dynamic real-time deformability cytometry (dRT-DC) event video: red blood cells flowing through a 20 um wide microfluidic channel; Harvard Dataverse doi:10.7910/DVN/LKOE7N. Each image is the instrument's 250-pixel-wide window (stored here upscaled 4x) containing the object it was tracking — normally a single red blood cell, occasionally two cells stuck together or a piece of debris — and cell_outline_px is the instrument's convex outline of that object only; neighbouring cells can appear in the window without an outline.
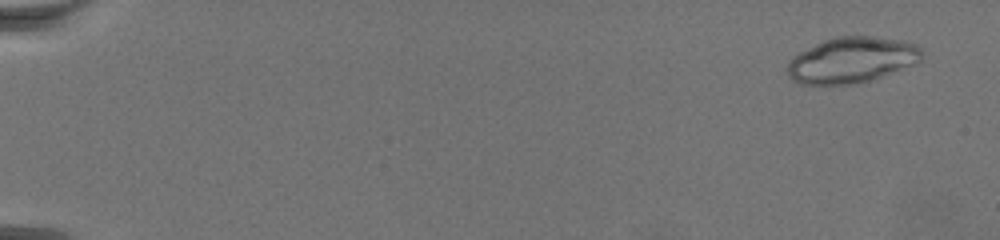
{"species": "common noctule bat (a hibernating species)", "species_latin": "Nyctalus noctula", "temperature_condition": "warm", "stored_images_in_passage": 39, "camera_frame_rate_fps": 3000, "um_per_image_px": 0.085, "animal": {"sex": "female", "body_mass_g": 19.5, "forearm_length_mm": 54.1}, "frame": {"image": 1, "passage_image": 4, "time_ms": 1.0, "image_size_px": [1000, 240], "cell_outline_px": [[924, 56], [920, 60], [912, 64], [872, 80], [852, 84], [800, 84], [792, 80], [788, 76], [784, 68], [788, 60], [792, 56], [824, 40], [836, 36], [868, 36], [904, 40], [920, 44], [924, 52]], "centroid_in_image_um": [72.39, 5.09], "position_along_channel_um": 12.6, "area_um2": 36.18}}